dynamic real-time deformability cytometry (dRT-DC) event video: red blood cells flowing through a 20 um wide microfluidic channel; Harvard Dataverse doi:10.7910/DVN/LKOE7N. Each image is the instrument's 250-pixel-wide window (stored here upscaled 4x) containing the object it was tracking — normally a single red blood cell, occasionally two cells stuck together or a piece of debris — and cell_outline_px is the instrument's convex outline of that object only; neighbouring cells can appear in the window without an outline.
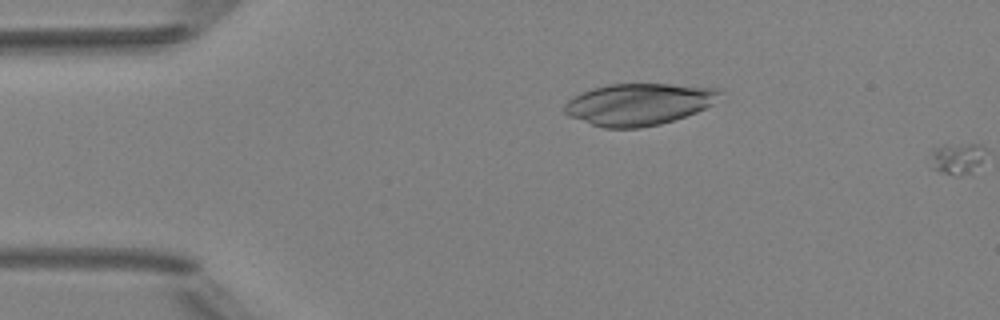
{"species": "Egyptian fruit bat (a non-hibernating species)", "species_latin": "Rousettus aegyptiacus", "temperature_condition": "room temperature", "stored_images_in_passage": 4, "segment_of_instrument_passage": [1, 2], "camera_frame_rate_fps": 3000, "um_per_image_px": 0.085, "animal": {"sex": "female"}, "frame": {"image": 1, "passage_image": 3, "time_ms": 2.333, "image_size_px": [1000, 320], "cell_outline_px": [[724, 92], [712, 104], [696, 112], [660, 124], [640, 128], [604, 128], [568, 116], [564, 112], [564, 104], [572, 96], [580, 92], [592, 88], [608, 84], [672, 84], [720, 88]], "centroid_in_image_um": [54.28, 8.85], "position_along_channel_um": 30.7, "area_um2": 37.97}}